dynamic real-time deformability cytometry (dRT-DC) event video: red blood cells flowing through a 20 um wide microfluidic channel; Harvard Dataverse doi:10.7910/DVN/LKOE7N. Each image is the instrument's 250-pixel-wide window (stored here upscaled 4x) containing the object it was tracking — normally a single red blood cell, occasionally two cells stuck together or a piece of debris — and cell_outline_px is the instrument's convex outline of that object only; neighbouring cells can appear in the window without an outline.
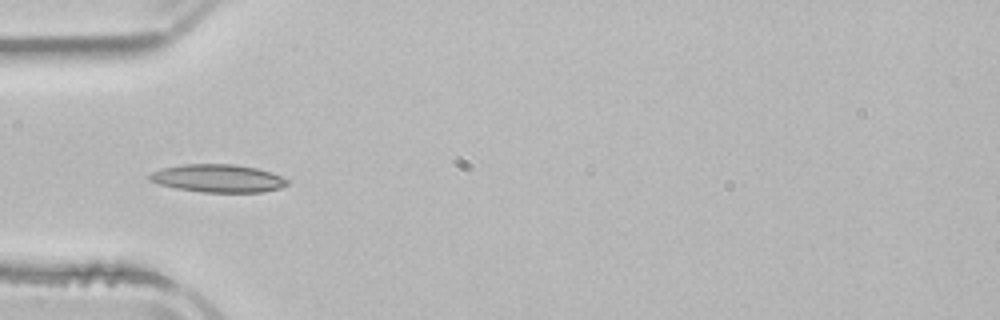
{"species": "common noctule bat (a hibernating species)", "species_latin": "Nyctalus noctula", "temperature_condition": "room temperature", "stored_images_in_passage": 5, "camera_frame_rate_fps": 3000, "um_per_image_px": 0.085, "animal": {"sex": "male", "body_mass_g": 21.5, "forearm_length_mm": 52.0}, "frame": {"image": 1, "passage_image": 3, "time_ms": 3.0, "image_size_px": [1000, 320], "cell_outline_px": [[288, 184], [280, 188], [264, 192], [200, 192], [176, 188], [160, 184], [148, 180], [148, 176], [152, 172], [164, 168], [184, 164], [232, 164], [256, 168], [280, 176], [288, 180]], "centroid_in_image_um": [18.51, 15.16], "position_along_channel_um": 66.5, "area_um2": 22.2}}
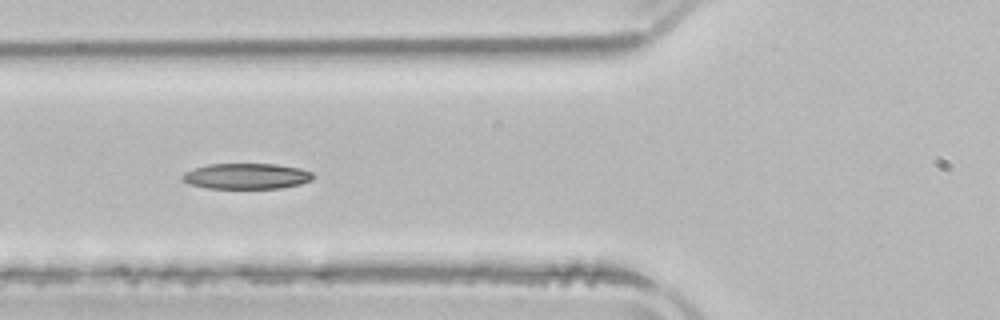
{"frame": {"image": 2, "passage_image": 4, "time_ms": 4.0, "image_size_px": [1000, 320], "cell_outline_px": [[316, 176], [312, 180], [300, 184], [280, 188], [208, 188], [188, 184], [180, 176], [184, 172], [192, 168], [208, 164], [276, 164], [300, 168], [312, 172]], "centroid_in_image_um": [20.95, 14.97], "position_along_channel_um": 104.9, "area_um2": 19.71}}
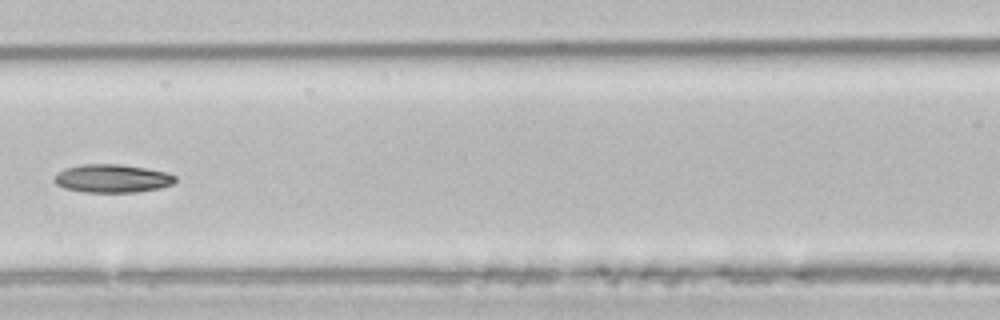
{"frame": {"image": 3, "passage_image": 5, "time_ms": 5.333, "image_size_px": [1000, 320], "cell_outline_px": [[176, 180], [172, 184], [160, 188], [136, 192], [84, 192], [64, 188], [56, 184], [52, 180], [52, 176], [56, 172], [64, 168], [80, 164], [120, 164], [168, 172], [176, 176]], "centroid_in_image_um": [9.48, 15.16], "position_along_channel_um": 157.1, "area_um2": 20.17}}